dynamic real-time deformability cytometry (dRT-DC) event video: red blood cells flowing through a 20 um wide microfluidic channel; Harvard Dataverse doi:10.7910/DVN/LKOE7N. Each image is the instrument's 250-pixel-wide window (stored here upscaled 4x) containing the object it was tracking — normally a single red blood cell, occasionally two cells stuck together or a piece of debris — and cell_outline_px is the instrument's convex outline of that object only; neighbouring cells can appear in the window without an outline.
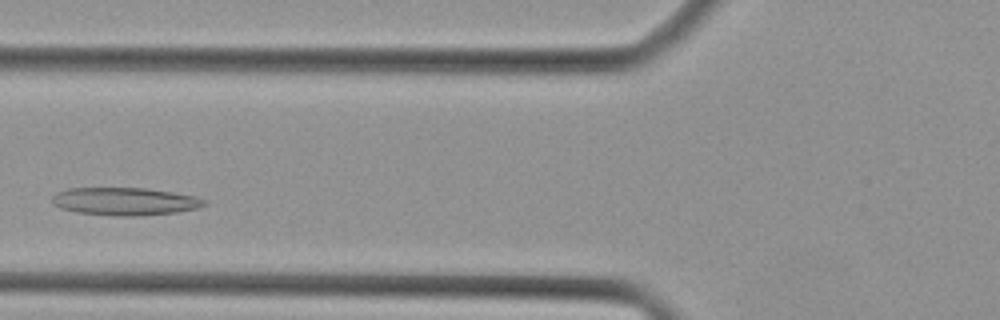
{"species": "Egyptian fruit bat (a non-hibernating species)", "species_latin": "Rousettus aegyptiacus", "temperature_condition": "cold", "stored_images_in_passage": 32, "camera_frame_rate_fps": 3000, "um_per_image_px": 0.085, "animal": {"sex": "female"}, "frame": {"image": 1, "passage_image": 7, "time_ms": 2.0, "image_size_px": [1000, 320], "cell_outline_px": [[208, 204], [200, 208], [176, 212], [140, 216], [116, 216], [76, 212], [60, 208], [52, 204], [52, 196], [56, 192], [68, 188], [144, 188], [172, 192], [196, 196], [208, 200]], "centroid_in_image_um": [10.64, 17.12], "position_along_channel_um": 115.2, "area_um2": 24.91}}
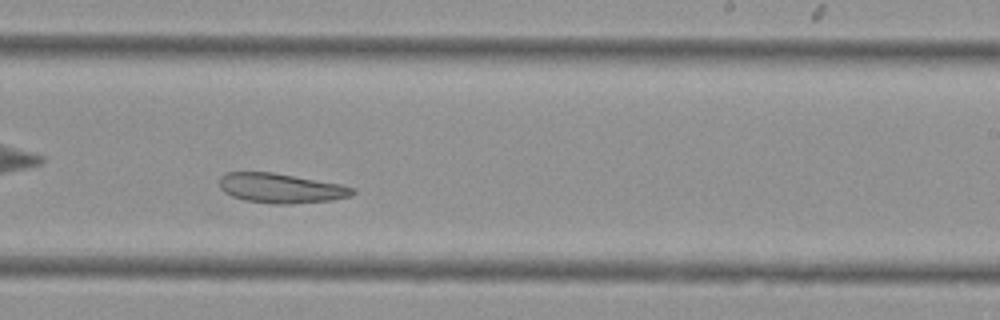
{"frame": {"image": 2, "passage_image": 17, "time_ms": 5.333, "image_size_px": [1000, 320], "cell_outline_px": [[356, 192], [352, 196], [332, 200], [292, 204], [272, 204], [244, 200], [232, 196], [224, 192], [220, 188], [220, 176], [228, 172], [272, 172], [340, 184], [356, 188]], "centroid_in_image_um": [23.89, 16.0], "position_along_channel_um": 265.1, "area_um2": 23.12}}
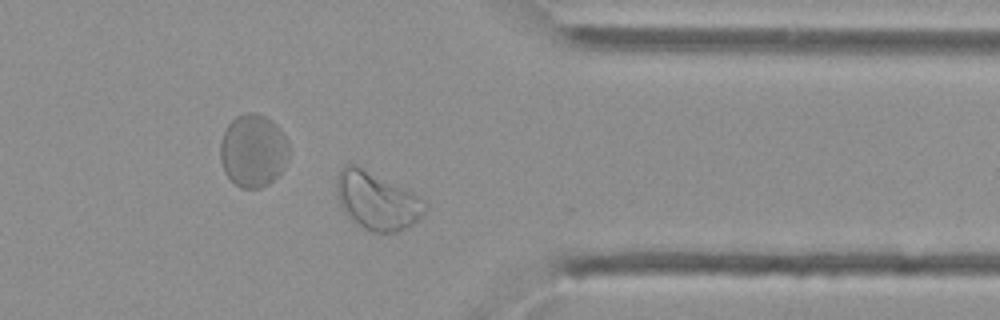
{"frame": {"image": 3, "passage_image": 25, "time_ms": 8.0, "image_size_px": [1000, 320], "cell_outline_px": [[428, 208], [412, 224], [400, 232], [372, 232], [356, 224], [344, 212], [340, 204], [336, 192], [336, 176], [340, 168], [344, 164], [352, 164], [412, 192], [424, 200]], "centroid_in_image_um": [32.0, 17.09], "position_along_channel_um": 379.4, "area_um2": 29.36}}